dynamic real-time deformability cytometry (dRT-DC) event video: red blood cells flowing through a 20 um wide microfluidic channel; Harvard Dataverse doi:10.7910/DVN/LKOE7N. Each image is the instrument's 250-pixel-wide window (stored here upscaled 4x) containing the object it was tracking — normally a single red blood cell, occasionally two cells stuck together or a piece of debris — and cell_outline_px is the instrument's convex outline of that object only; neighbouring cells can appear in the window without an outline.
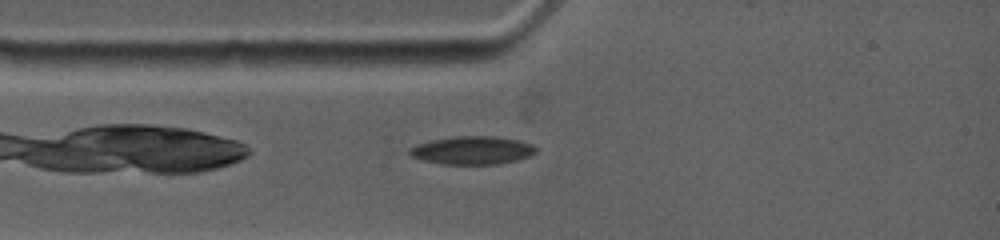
{"species": "common noctule bat (a hibernating species)", "species_latin": "Nyctalus noctula", "temperature_condition": "warm", "stored_images_in_passage": 43, "camera_frame_rate_fps": 4500, "um_per_image_px": 0.085, "animal": {"sex": "female", "body_mass_g": 19.0, "forearm_length_mm": 53.3}, "frame": {"image": 1, "passage_image": 3, "time_ms": 0.889, "image_size_px": [1000, 240], "cell_outline_px": [[536, 152], [528, 156], [516, 160], [500, 164], [440, 164], [424, 160], [412, 156], [404, 152], [408, 148], [432, 140], [456, 136], [496, 136], [520, 140], [532, 144], [536, 148]], "centroid_in_image_um": [40.14, 12.77], "position_along_channel_um": 44.9, "area_um2": 20.75}}
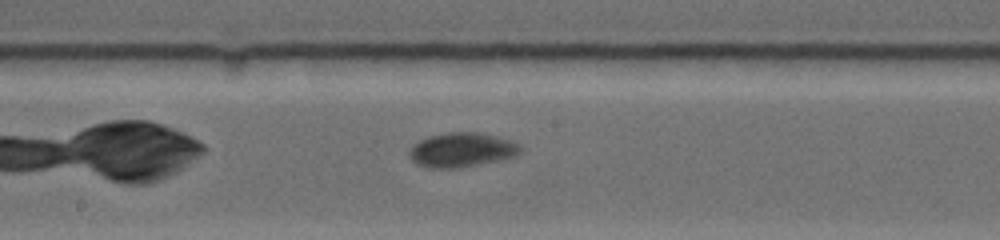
{"frame": {"image": 2, "passage_image": 16, "time_ms": 5.333, "image_size_px": [1000, 240], "cell_outline_px": [[520, 152], [516, 156], [460, 168], [428, 168], [416, 164], [408, 156], [408, 152], [412, 144], [428, 136], [448, 132], [476, 132], [496, 136], [508, 140], [516, 144], [520, 148]], "centroid_in_image_um": [39.16, 12.75], "position_along_channel_um": 209.0, "area_um2": 22.2}}
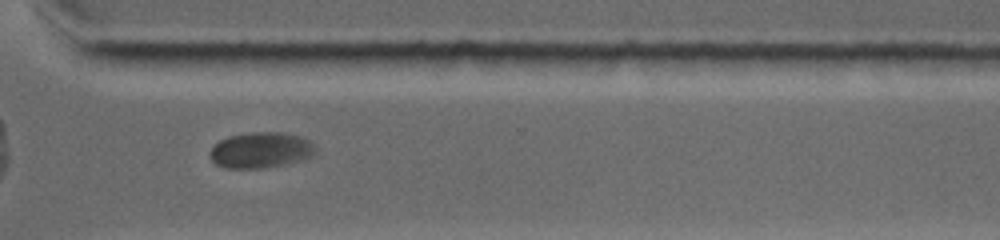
{"frame": {"image": 3, "passage_image": 27, "time_ms": 9.111, "image_size_px": [1000, 240], "cell_outline_px": [[316, 152], [304, 160], [284, 164], [260, 168], [224, 168], [216, 164], [212, 160], [208, 152], [220, 140], [228, 136], [256, 132], [280, 132], [304, 136], [316, 148]], "centroid_in_image_um": [22.18, 12.76], "position_along_channel_um": 348.4, "area_um2": 22.02}, "authors_computed_cell_mechanics": {"area_um2": 21.6172, "velocity_mm_per_s": 3.6828, "shape_relaxation_time_tau1_ms": 6.2809, "shape_relaxation_time_tau2_ms": null, "deformation_change_tau1": 0.1681, "deformation_change_tau2": null}}